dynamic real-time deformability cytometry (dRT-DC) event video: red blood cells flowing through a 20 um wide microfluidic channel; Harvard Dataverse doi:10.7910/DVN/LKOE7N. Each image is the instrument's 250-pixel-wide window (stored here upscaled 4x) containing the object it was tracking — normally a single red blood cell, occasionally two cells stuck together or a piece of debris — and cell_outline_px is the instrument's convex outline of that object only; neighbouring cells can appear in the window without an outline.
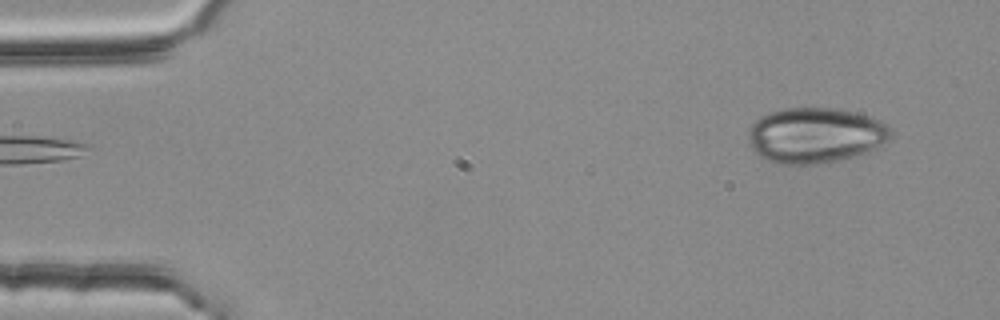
{"species": "common noctule bat (a hibernating species)", "species_latin": "Nyctalus noctula", "temperature_condition": "room temperature", "stored_images_in_passage": 4, "segment_of_instrument_passage": [2, 2], "camera_frame_rate_fps": 3000, "um_per_image_px": 0.085, "animal": {"sex": "female", "body_mass_g": 25.1}, "frame": {"image": 1, "passage_image": 4, "time_ms": 1.0, "image_size_px": [1000, 320], "cell_outline_px": [[892, 136], [888, 140], [868, 152], [836, 160], [816, 164], [776, 164], [760, 156], [748, 144], [748, 132], [752, 124], [760, 116], [784, 108], [832, 108], [852, 112], [868, 116], [892, 128]], "centroid_in_image_um": [69.27, 11.5], "position_along_channel_um": 15.7, "area_um2": 45.72}}